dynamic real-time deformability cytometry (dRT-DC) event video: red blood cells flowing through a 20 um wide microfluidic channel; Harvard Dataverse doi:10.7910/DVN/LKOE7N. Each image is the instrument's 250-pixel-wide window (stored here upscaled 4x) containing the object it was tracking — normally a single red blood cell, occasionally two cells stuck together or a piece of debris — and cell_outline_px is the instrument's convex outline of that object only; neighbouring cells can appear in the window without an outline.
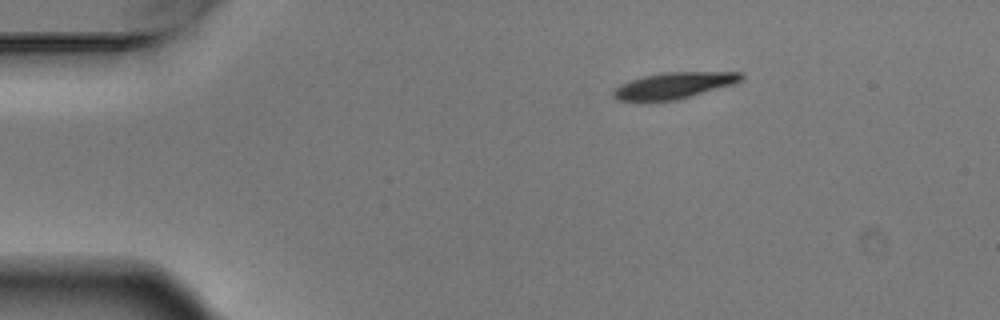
{"species": "Egyptian fruit bat (a non-hibernating species)", "species_latin": "Rousettus aegyptiacus", "temperature_condition": "warm", "stored_images_in_passage": 3, "camera_frame_rate_fps": 3000, "um_per_image_px": 0.085, "animal": {"sex": "male"}, "frame": {"image": 1, "passage_image": 1, "time_ms": 0.0, "image_size_px": [1000, 320], "cell_outline_px": [[744, 80], [736, 84], [676, 100], [616, 100], [612, 96], [612, 92], [620, 84], [644, 76], [664, 72], [744, 72]], "centroid_in_image_um": [57.37, 7.25], "position_along_channel_um": 27.6, "area_um2": 19.54}}